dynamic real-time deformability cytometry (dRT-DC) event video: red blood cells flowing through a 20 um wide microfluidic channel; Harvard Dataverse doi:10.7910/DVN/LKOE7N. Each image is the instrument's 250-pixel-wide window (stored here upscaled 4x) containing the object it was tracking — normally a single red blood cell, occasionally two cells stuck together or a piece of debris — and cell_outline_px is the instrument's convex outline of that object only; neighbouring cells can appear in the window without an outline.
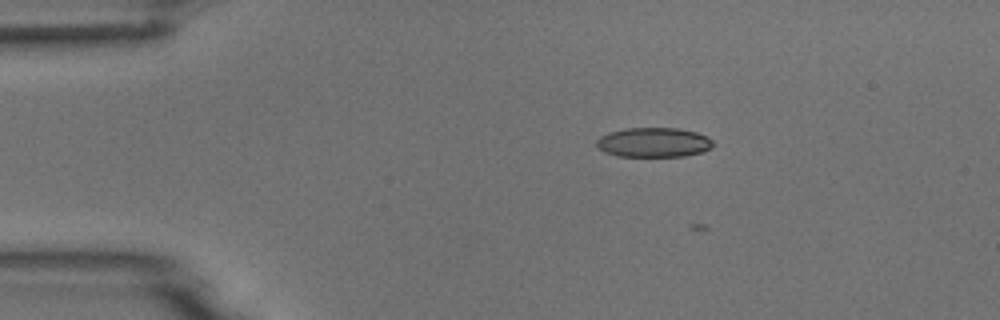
{"species": "common noctule bat (a hibernating species)", "species_latin": "Nyctalus noctula", "temperature_condition": "room temperature", "stored_images_in_passage": 5, "camera_frame_rate_fps": 3000, "um_per_image_px": 0.085, "animal": {"sex": "male", "body_mass_g": 18.8}, "frame": {"image": 1, "passage_image": 3, "time_ms": 2.333, "image_size_px": [1000, 320], "cell_outline_px": [[716, 144], [704, 152], [684, 156], [620, 156], [604, 152], [596, 144], [596, 140], [600, 136], [608, 132], [624, 128], [676, 128], [696, 132], [712, 140]], "centroid_in_image_um": [55.56, 12.1], "position_along_channel_um": 29.4, "area_um2": 20.11}}